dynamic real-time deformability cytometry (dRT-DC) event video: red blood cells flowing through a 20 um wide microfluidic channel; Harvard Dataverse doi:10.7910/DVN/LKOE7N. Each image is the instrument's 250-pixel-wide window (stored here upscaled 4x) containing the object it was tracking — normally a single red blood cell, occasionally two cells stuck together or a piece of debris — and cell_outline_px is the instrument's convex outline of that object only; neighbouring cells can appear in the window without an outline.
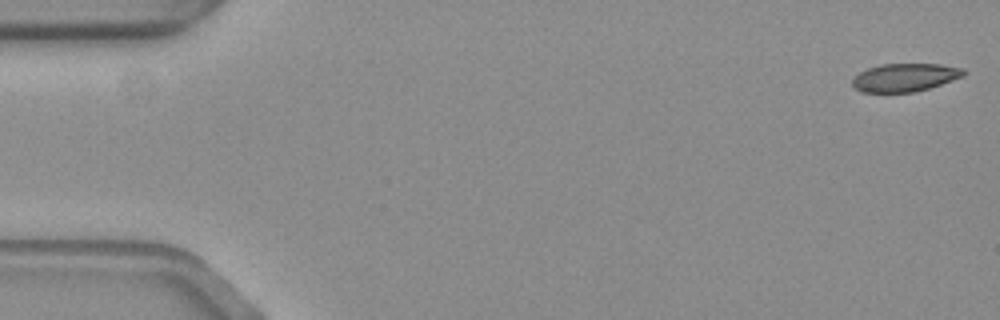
{"species": "common noctule bat (a hibernating species)", "species_latin": "Nyctalus noctula", "temperature_condition": "warm", "stored_images_in_passage": 57, "camera_frame_rate_fps": 3000, "um_per_image_px": 0.085, "animal": {"sex": "female", "body_mass_g": 19.3, "forearm_length_mm": 54.1}, "frame": {"image": 1, "passage_image": 1, "time_ms": 0.0, "image_size_px": [1000, 320], "cell_outline_px": [[968, 72], [964, 76], [928, 88], [912, 92], [860, 92], [852, 84], [852, 80], [860, 72], [868, 68], [880, 64], [940, 64], [964, 68]], "centroid_in_image_um": [76.94, 6.57], "position_along_channel_um": 8.1, "area_um2": 18.15}}
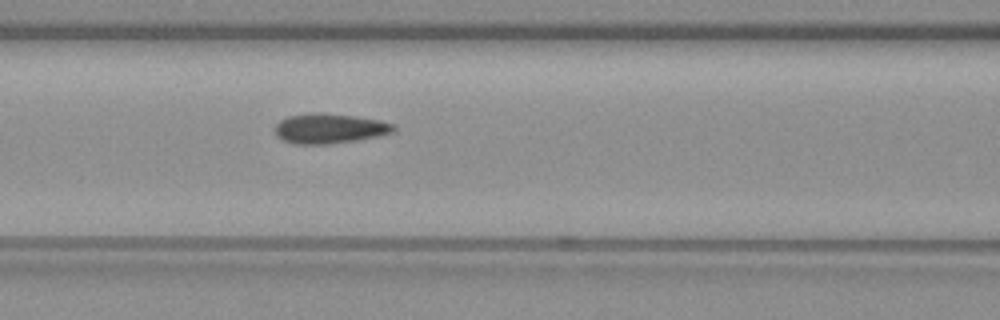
{"frame": {"image": 2, "passage_image": 24, "time_ms": 7.667, "image_size_px": [1000, 320], "cell_outline_px": [[396, 132], [380, 136], [356, 140], [328, 144], [292, 144], [276, 136], [276, 124], [280, 120], [288, 116], [312, 112], [320, 112], [356, 116], [380, 120], [396, 124]], "centroid_in_image_um": [28.05, 10.91], "position_along_channel_um": 138.5, "area_um2": 20.98}}
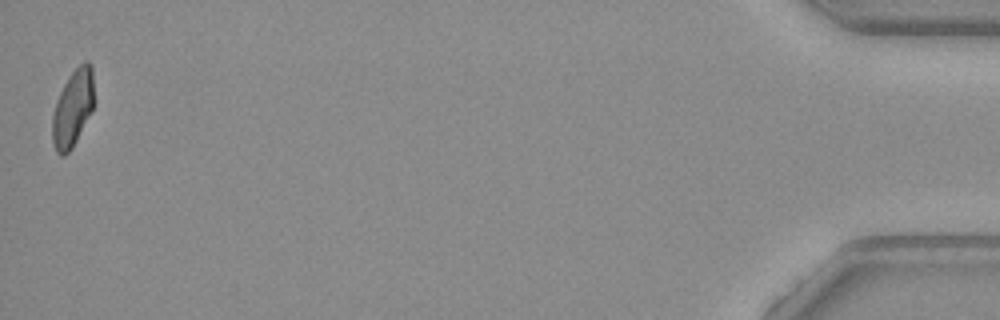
{"frame": {"image": 3, "passage_image": 57, "time_ms": 18.667, "image_size_px": [1000, 320], "cell_outline_px": [[92, 108], [72, 148], [64, 156], [60, 156], [56, 152], [52, 144], [52, 116], [56, 100], [64, 84], [72, 72], [84, 60], [88, 60], [92, 64]], "centroid_in_image_um": [6.14, 9.21], "position_along_channel_um": 429.1, "area_um2": 18.32}, "authors_computed_cell_mechanics": {"area_um2": 19.8254, "velocity_mm_per_s": 3.5588, "shape_relaxation_time_tau1_ms": null, "shape_relaxation_time_tau2_ms": 1.4857, "deformation_change_tau1": null, "deformation_change_tau2": 0.0637}}